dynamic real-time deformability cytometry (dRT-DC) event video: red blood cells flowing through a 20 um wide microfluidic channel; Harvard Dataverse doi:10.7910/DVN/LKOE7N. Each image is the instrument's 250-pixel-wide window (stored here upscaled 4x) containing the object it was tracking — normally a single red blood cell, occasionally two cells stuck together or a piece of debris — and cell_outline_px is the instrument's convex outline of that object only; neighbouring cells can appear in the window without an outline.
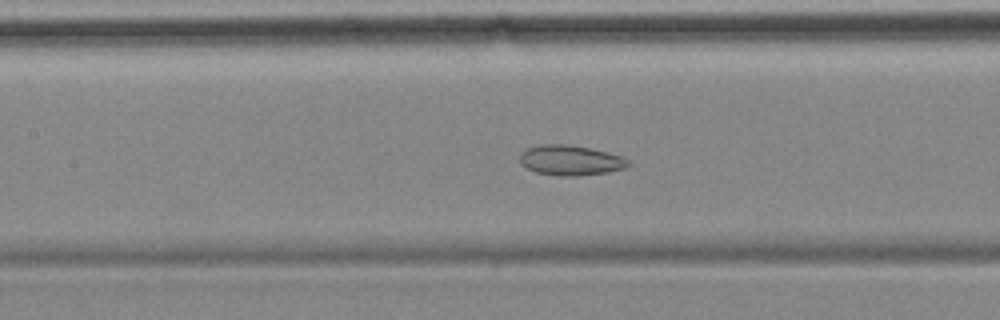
{"species": "common noctule bat (a hibernating species)", "species_latin": "Nyctalus noctula", "temperature_condition": "cold", "stored_images_in_passage": 52, "camera_frame_rate_fps": 3000, "um_per_image_px": 0.085, "animal": {"sex": "female", "body_mass_g": 18.4}, "frame": {"image": 1, "passage_image": 20, "time_ms": 6.333, "image_size_px": [1000, 320], "cell_outline_px": [[632, 164], [624, 168], [608, 172], [576, 176], [560, 176], [536, 172], [520, 164], [520, 152], [528, 148], [540, 144], [568, 144], [592, 148], [624, 156]], "centroid_in_image_um": [48.51, 13.61], "position_along_channel_um": 158.9, "area_um2": 19.25}}
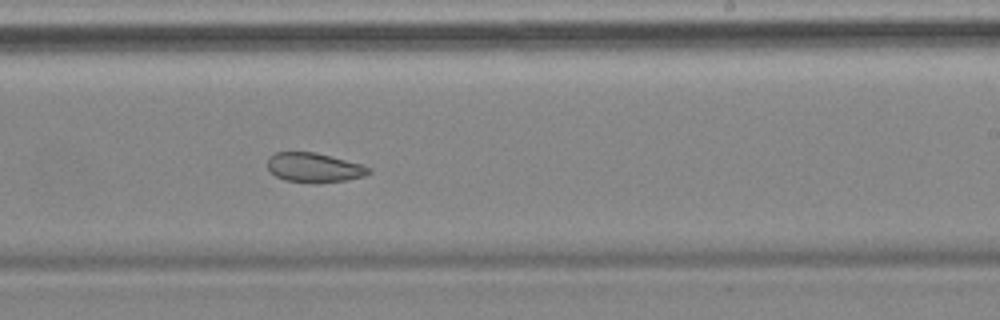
{"frame": {"image": 2, "passage_image": 29, "time_ms": 9.333, "image_size_px": [1000, 320], "cell_outline_px": [[372, 172], [364, 176], [344, 180], [316, 184], [284, 180], [276, 176], [268, 168], [268, 156], [276, 152], [316, 152], [360, 164], [372, 168]], "centroid_in_image_um": [26.69, 14.25], "position_along_channel_um": 262.3, "area_um2": 17.46}}
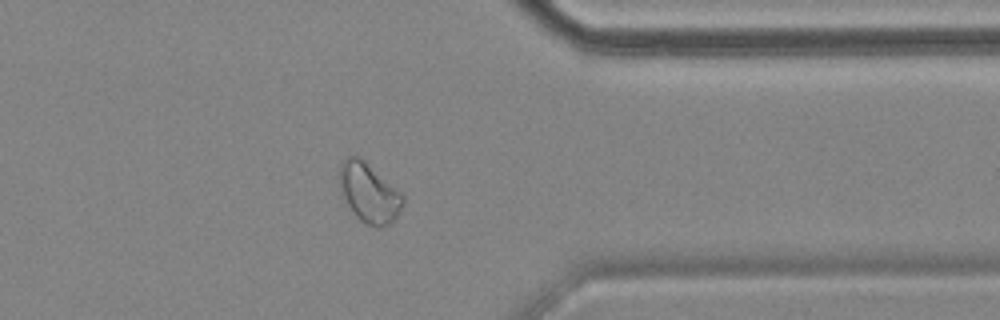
{"frame": {"image": 3, "passage_image": 40, "time_ms": 13.0, "image_size_px": [1000, 320], "cell_outline_px": [[404, 200], [400, 212], [388, 224], [380, 228], [376, 228], [364, 224], [356, 216], [340, 196], [336, 176], [340, 164], [348, 156], [360, 156], [400, 192], [404, 196]], "centroid_in_image_um": [31.29, 16.38], "position_along_channel_um": 380.1, "area_um2": 22.43}, "authors_computed_cell_mechanics": {"area_um2": 22.5998, "velocity_mm_per_s": 3.4808, "shape_relaxation_time_tau1_ms": null, "shape_relaxation_time_tau2_ms": 2.8676, "deformation_change_tau1": null, "deformation_change_tau2": 0.0813}}